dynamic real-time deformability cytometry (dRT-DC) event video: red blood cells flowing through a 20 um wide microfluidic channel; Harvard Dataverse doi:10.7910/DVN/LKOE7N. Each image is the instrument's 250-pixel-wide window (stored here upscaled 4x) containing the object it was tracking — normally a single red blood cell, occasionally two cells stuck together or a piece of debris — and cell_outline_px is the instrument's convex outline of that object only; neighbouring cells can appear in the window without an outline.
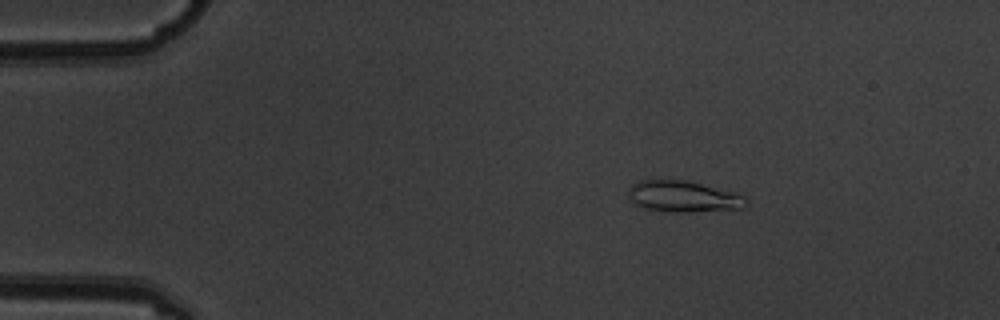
{"species": "common noctule bat (a hibernating species)", "species_latin": "Nyctalus noctula", "temperature_condition": "warm", "stored_images_in_passage": 4, "camera_frame_rate_fps": 3000, "um_per_image_px": 0.085, "animal": {"sex": "male", "body_mass_g": 19.5, "forearm_length_mm": 54.6}, "frame": {"image": 1, "passage_image": 2, "time_ms": 0.333, "image_size_px": [1000, 320], "cell_outline_px": [[748, 204], [744, 208], [692, 212], [668, 212], [644, 208], [632, 204], [628, 196], [628, 192], [632, 184], [640, 180], [684, 180], [736, 192], [744, 196], [748, 200]], "centroid_in_image_um": [58.08, 16.71], "position_along_channel_um": 26.9, "area_um2": 21.68}}